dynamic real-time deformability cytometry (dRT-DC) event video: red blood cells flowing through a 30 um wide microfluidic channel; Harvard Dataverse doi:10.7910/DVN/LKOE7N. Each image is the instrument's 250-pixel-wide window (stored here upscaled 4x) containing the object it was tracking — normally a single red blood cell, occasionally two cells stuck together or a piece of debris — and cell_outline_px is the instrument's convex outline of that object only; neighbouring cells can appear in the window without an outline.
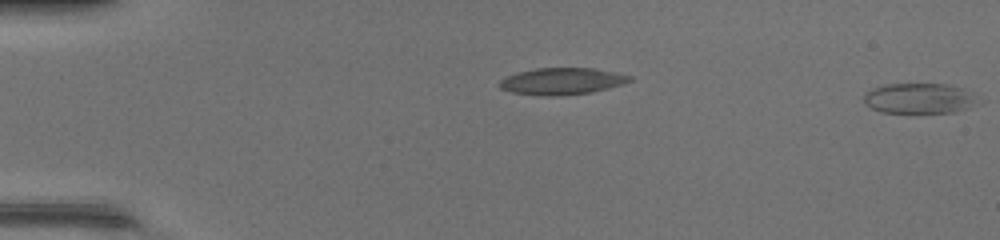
{"species": "common noctule bat (a hibernating species)", "species_latin": "Nyctalus noctula", "temperature_condition": "warm", "stored_images_in_passage": 12, "segment_of_instrument_passage": [2, 2], "camera_frame_rate_fps": 3000, "um_per_image_px": 0.085, "animal": {"sex": "female", "body_mass_g": 17.0, "forearm_length_mm": 48.0}, "frame": {"image": 1, "passage_image": 12, "time_ms": 3.667, "image_size_px": [1000, 240], "cell_outline_px": [[972, 100], [960, 108], [952, 112], [880, 112], [864, 104], [864, 92], [872, 88], [884, 84], [948, 84], [960, 88]], "centroid_in_image_um": [77.85, 8.34], "position_along_channel_um": 7.2, "area_um2": 19.02}}